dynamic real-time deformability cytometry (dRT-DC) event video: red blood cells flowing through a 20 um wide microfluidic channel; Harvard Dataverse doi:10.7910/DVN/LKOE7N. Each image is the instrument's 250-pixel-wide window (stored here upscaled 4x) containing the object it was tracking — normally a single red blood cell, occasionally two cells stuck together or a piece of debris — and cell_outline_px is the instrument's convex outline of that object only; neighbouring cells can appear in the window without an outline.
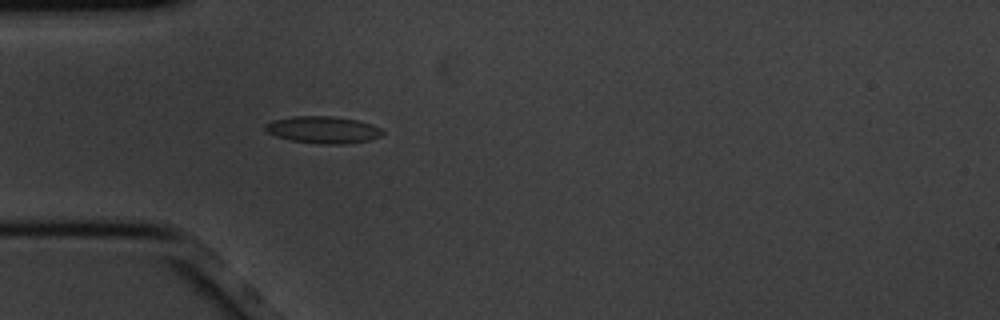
{"species": "common noctule bat (a hibernating species)", "species_latin": "Nyctalus noctula", "temperature_condition": "cold", "stored_images_in_passage": 1, "camera_frame_rate_fps": 3000, "um_per_image_px": 0.085, "animal": {"sex": "male", "body_mass_g": 20.1, "forearm_length_mm": 53.5}, "frame": {"image": 1, "passage_image": 1, "time_ms": 0.0, "image_size_px": [1000, 320], "cell_outline_px": [[384, 132], [380, 136], [368, 140], [344, 144], [320, 144], [292, 140], [276, 136], [268, 132], [264, 128], [264, 124], [272, 120], [292, 116], [332, 116], [356, 120], [372, 124], [380, 128]], "centroid_in_image_um": [27.44, 11.02], "position_along_channel_um": 57.6, "area_um2": 18.38}}